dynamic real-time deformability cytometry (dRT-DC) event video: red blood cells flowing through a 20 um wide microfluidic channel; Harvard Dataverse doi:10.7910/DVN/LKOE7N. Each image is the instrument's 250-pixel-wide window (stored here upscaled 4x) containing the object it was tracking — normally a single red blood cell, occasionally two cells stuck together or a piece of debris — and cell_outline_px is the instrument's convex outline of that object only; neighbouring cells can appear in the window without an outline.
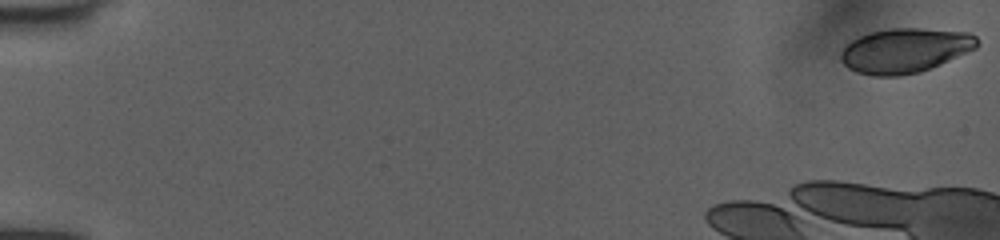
{"species": "human", "species_latin": "Homo sapiens", "temperature_condition": "room temperature", "stored_images_in_passage": 13, "camera_frame_rate_fps": 3000, "um_per_image_px": 0.085, "donor": {"sex": "female"}, "frame": {"image": 1, "passage_image": 1, "time_ms": 0.0, "image_size_px": [1000, 240], "cell_outline_px": [[980, 44], [976, 48], [940, 64], [920, 72], [896, 76], [872, 76], [856, 72], [848, 68], [840, 60], [840, 52], [852, 40], [860, 36], [872, 32], [888, 28], [920, 28], [968, 32], [976, 36], [980, 40]], "centroid_in_image_um": [76.93, 4.29], "position_along_channel_um": 8.1, "area_um2": 35.49}}